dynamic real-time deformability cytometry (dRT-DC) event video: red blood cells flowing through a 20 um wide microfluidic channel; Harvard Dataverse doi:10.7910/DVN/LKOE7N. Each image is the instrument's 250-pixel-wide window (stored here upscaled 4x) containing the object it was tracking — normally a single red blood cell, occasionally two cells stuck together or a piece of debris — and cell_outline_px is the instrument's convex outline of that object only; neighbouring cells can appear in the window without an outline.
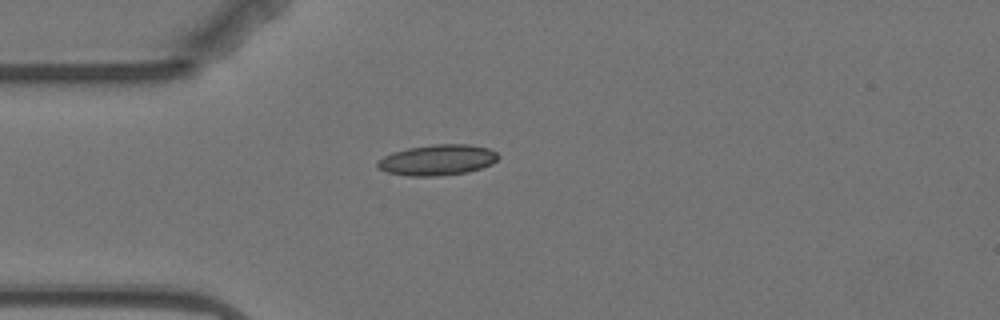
{"species": "Egyptian fruit bat (a non-hibernating species)", "species_latin": "Rousettus aegyptiacus", "temperature_condition": "warm", "stored_images_in_passage": 1, "camera_frame_rate_fps": 3000, "um_per_image_px": 0.085, "animal": {"sex": "female"}, "frame": {"image": 1, "passage_image": 1, "time_ms": 0.0, "image_size_px": [1000, 320], "cell_outline_px": [[500, 156], [492, 164], [468, 172], [436, 176], [408, 176], [388, 172], [380, 168], [376, 164], [384, 156], [392, 152], [408, 148], [432, 144], [468, 144], [488, 148], [496, 152]], "centroid_in_image_um": [37.21, 13.59], "position_along_channel_um": 47.8, "area_um2": 21.5}}